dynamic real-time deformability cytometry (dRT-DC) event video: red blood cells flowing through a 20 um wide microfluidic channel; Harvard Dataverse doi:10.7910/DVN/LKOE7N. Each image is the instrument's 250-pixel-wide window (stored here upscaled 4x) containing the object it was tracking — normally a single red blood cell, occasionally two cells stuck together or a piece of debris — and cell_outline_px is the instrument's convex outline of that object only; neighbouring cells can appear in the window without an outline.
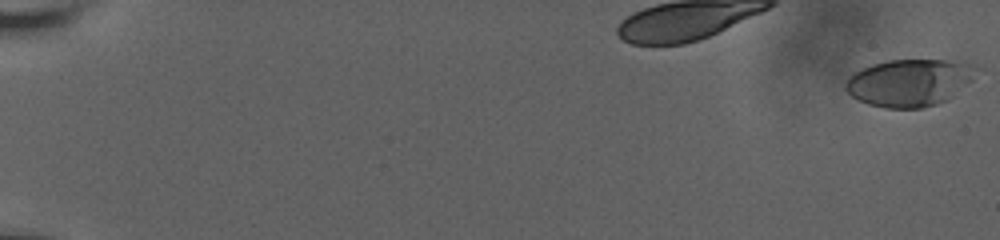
{"species": "human", "species_latin": "Homo sapiens", "temperature_condition": "room temperature", "stored_images_in_passage": 57, "camera_frame_rate_fps": 3000, "um_per_image_px": 0.085, "donor": {"sex": "male"}, "frame": {"image": 1, "passage_image": 1, "time_ms": 0.0, "image_size_px": [1000, 240], "cell_outline_px": [[980, 68], [972, 80], [948, 100], [936, 104], [920, 108], [884, 108], [868, 104], [852, 96], [844, 88], [844, 84], [848, 76], [872, 64], [888, 60], [948, 60], [976, 64]], "centroid_in_image_um": [77.34, 7.01], "position_along_channel_um": 7.7, "area_um2": 36.13}}
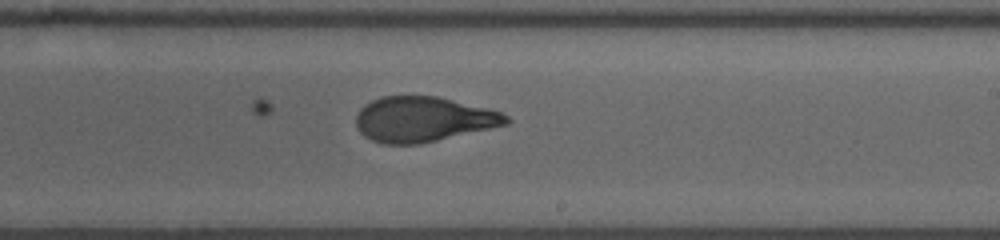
{"frame": {"image": 2, "passage_image": 36, "time_ms": 13.0, "image_size_px": [1000, 240], "cell_outline_px": [[512, 120], [508, 124], [492, 128], [420, 144], [380, 144], [364, 136], [360, 132], [356, 124], [356, 116], [360, 108], [364, 104], [380, 96], [436, 96], [488, 108], [500, 112], [508, 116]], "centroid_in_image_um": [35.96, 10.14], "position_along_channel_um": 253.0, "area_um2": 39.65}}
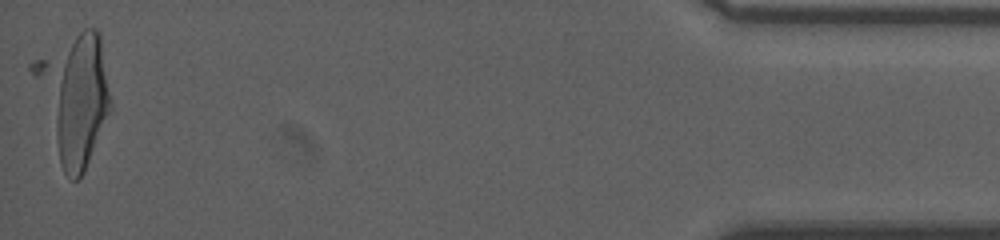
{"frame": {"image": 3, "passage_image": 57, "time_ms": 20.0, "image_size_px": [1000, 240], "cell_outline_px": [[112, 108], [84, 172], [76, 180], [72, 180], [64, 172], [60, 164], [28, 68], [28, 64], [84, 28], [96, 28], [100, 32], [112, 104]], "centroid_in_image_um": [6.28, 8.26], "position_along_channel_um": 428.9, "area_um2": 57.74}, "authors_computed_cell_mechanics": {"area_um2": 39.7664, "velocity_mm_per_s": 3.6287, "shape_relaxation_time_tau1_ms": 5.8996, "shape_relaxation_time_tau2_ms": 1.0184, "deformation_change_tau1": 0.2272, "deformation_change_tau2": 0.0809}}